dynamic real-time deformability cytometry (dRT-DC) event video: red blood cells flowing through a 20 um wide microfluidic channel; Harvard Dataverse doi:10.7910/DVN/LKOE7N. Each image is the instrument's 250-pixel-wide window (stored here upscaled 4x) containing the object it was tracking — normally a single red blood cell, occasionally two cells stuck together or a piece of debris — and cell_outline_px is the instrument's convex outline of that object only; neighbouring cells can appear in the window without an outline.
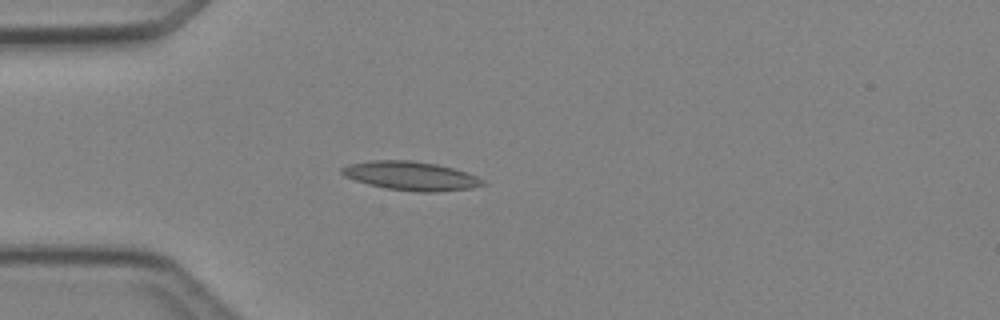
{"species": "Egyptian fruit bat (a non-hibernating species)", "species_latin": "Rousettus aegyptiacus", "temperature_condition": "cold", "stored_images_in_passage": 3, "camera_frame_rate_fps": 3000, "um_per_image_px": 0.085, "animal": {"sex": "female"}, "frame": {"image": 1, "passage_image": 3, "time_ms": 2.333, "image_size_px": [1000, 320], "cell_outline_px": [[488, 184], [472, 188], [436, 192], [420, 192], [384, 188], [368, 184], [344, 176], [340, 172], [340, 168], [348, 164], [372, 160], [412, 160], [436, 164], [452, 168], [476, 176], [484, 180]], "centroid_in_image_um": [34.92, 14.95], "position_along_channel_um": 50.1, "area_um2": 23.7}}